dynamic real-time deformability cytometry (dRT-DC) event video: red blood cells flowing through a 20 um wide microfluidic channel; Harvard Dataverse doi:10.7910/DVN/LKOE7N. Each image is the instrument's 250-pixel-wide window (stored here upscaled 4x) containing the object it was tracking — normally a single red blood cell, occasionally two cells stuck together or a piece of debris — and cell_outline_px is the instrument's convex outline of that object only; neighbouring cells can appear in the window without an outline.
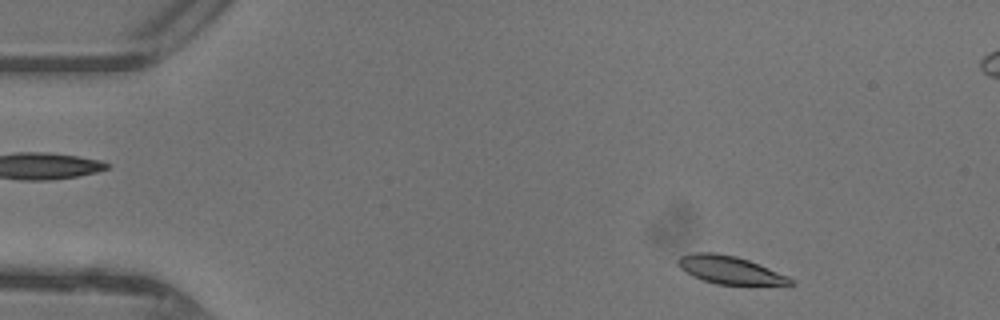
{"species": "common noctule bat (a hibernating species)", "species_latin": "Nyctalus noctula", "temperature_condition": "warm", "stored_images_in_passage": 45, "camera_frame_rate_fps": 3000, "um_per_image_px": 0.085, "animal": {"sex": "female"}, "frame": {"image": 1, "passage_image": 3, "time_ms": 0.667, "image_size_px": [1000, 320], "cell_outline_px": [[796, 284], [716, 284], [692, 276], [680, 268], [676, 264], [676, 260], [680, 256], [692, 252], [716, 252], [736, 256], [748, 260], [788, 276]], "centroid_in_image_um": [61.95, 22.92], "position_along_channel_um": 23.0, "area_um2": 18.09}}
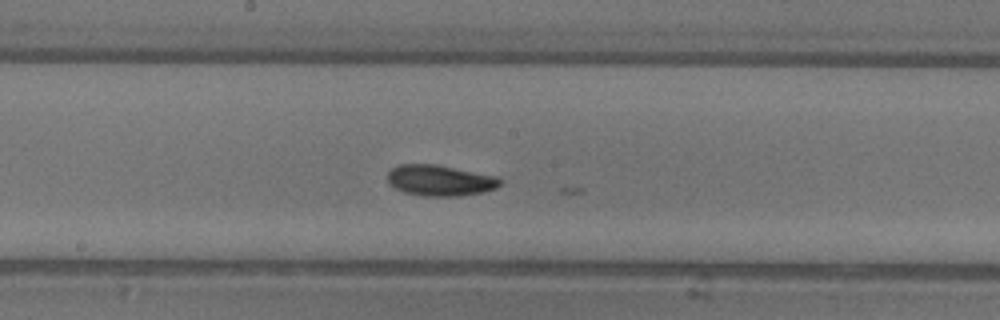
{"frame": {"image": 2, "passage_image": 22, "time_ms": 7.0, "image_size_px": [1000, 320], "cell_outline_px": [[504, 180], [496, 188], [484, 192], [460, 196], [420, 196], [404, 192], [388, 184], [388, 172], [392, 168], [400, 164], [436, 164], [496, 176]], "centroid_in_image_um": [37.4, 15.34], "position_along_channel_um": 210.8, "area_um2": 20.4}}
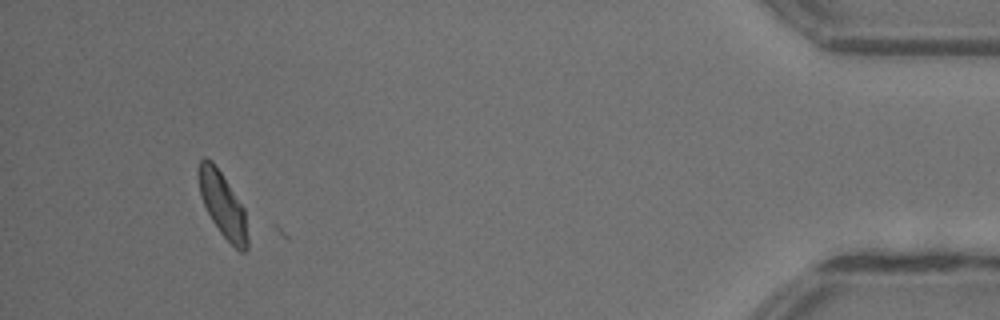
{"frame": {"image": 3, "passage_image": 41, "time_ms": 13.333, "image_size_px": [1000, 320], "cell_outline_px": [[248, 248], [244, 252], [240, 252], [220, 232], [212, 220], [204, 204], [200, 192], [196, 172], [200, 160], [204, 156], [212, 160], [244, 208], [248, 240]], "centroid_in_image_um": [18.91, 17.37], "position_along_channel_um": 416.3, "area_um2": 18.26}}